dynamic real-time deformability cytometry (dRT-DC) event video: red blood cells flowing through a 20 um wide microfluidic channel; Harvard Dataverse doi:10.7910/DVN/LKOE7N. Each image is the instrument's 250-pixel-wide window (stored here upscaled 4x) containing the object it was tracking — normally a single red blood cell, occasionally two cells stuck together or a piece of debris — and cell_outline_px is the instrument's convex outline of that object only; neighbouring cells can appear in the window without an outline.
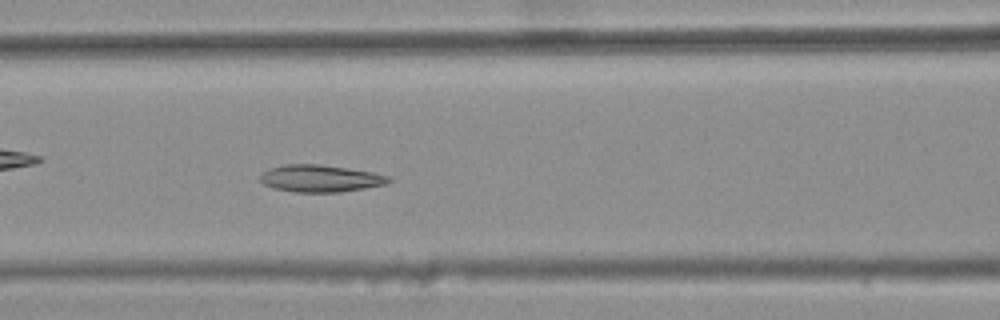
{"species": "common noctule bat (a hibernating species)", "species_latin": "Nyctalus noctula", "temperature_condition": "warm", "stored_images_in_passage": 31, "camera_frame_rate_fps": 3000, "um_per_image_px": 0.085, "animal": {"sex": "female", "body_mass_g": 25.1}, "frame": {"image": 1, "passage_image": 9, "time_ms": 2.667, "image_size_px": [1000, 320], "cell_outline_px": [[392, 180], [384, 184], [364, 188], [340, 192], [292, 192], [276, 188], [264, 184], [260, 180], [260, 172], [268, 168], [284, 164], [320, 164], [348, 168], [372, 172], [388, 176]], "centroid_in_image_um": [27.18, 15.16], "position_along_channel_um": 139.4, "area_um2": 20.29}}
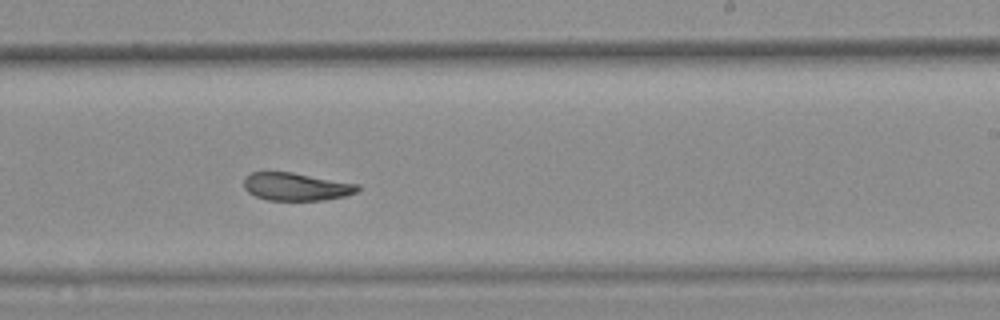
{"frame": {"image": 2, "passage_image": 19, "time_ms": 6.0, "image_size_px": [1000, 320], "cell_outline_px": [[360, 188], [356, 192], [344, 196], [324, 200], [268, 200], [256, 196], [248, 192], [244, 188], [244, 176], [252, 172], [292, 172], [360, 184]], "centroid_in_image_um": [25.17, 15.86], "position_along_channel_um": 263.8, "area_um2": 18.5}}
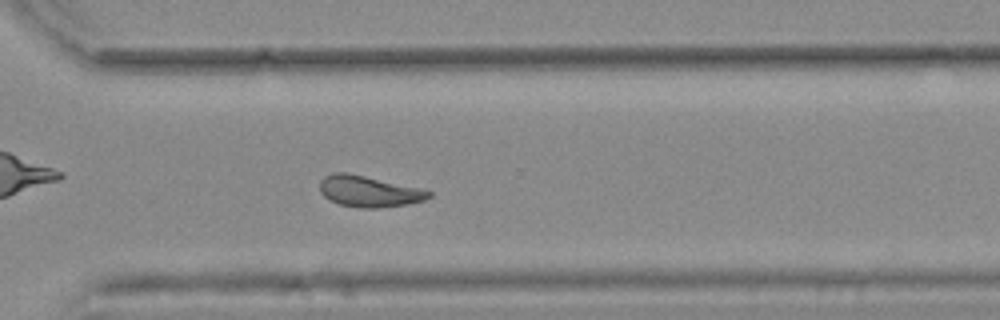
{"frame": {"image": 3, "passage_image": 25, "time_ms": 8.0, "image_size_px": [1000, 320], "cell_outline_px": [[432, 196], [424, 200], [408, 204], [376, 208], [360, 208], [340, 204], [328, 200], [320, 192], [320, 180], [324, 176], [332, 172], [348, 172], [428, 188], [432, 192]], "centroid_in_image_um": [31.41, 16.24], "position_along_channel_um": 339.2, "area_um2": 20.46}, "authors_computed_cell_mechanics": {"area_um2": 19.652, "velocity_mm_per_s": 3.7502, "shape_relaxation_time_tau1_ms": null, "shape_relaxation_time_tau2_ms": 3.1691, "deformation_change_tau1": null, "deformation_change_tau2": 0.1008}}